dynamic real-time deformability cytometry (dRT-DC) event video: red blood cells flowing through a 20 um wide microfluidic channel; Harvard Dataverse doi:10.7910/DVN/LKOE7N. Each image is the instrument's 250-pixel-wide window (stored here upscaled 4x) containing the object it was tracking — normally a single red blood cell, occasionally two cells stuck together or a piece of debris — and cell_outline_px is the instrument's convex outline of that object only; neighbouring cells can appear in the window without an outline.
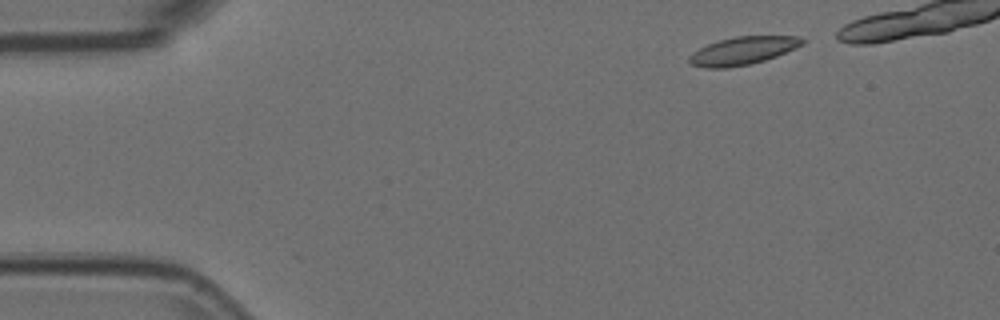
{"species": "Egyptian fruit bat (a non-hibernating species)", "species_latin": "Rousettus aegyptiacus", "temperature_condition": "room temperature", "stored_images_in_passage": 6, "camera_frame_rate_fps": 3000, "um_per_image_px": 0.085, "animal": {"sex": "female"}, "frame": {"image": 1, "passage_image": 1, "time_ms": 0.0, "image_size_px": [1000, 320], "cell_outline_px": [[804, 44], [796, 48], [776, 56], [764, 60], [748, 64], [728, 68], [704, 68], [692, 64], [688, 60], [688, 56], [692, 52], [708, 44], [720, 40], [736, 36], [800, 36], [804, 40]], "centroid_in_image_um": [63.13, 4.31], "position_along_channel_um": 21.9, "area_um2": 18.32}}
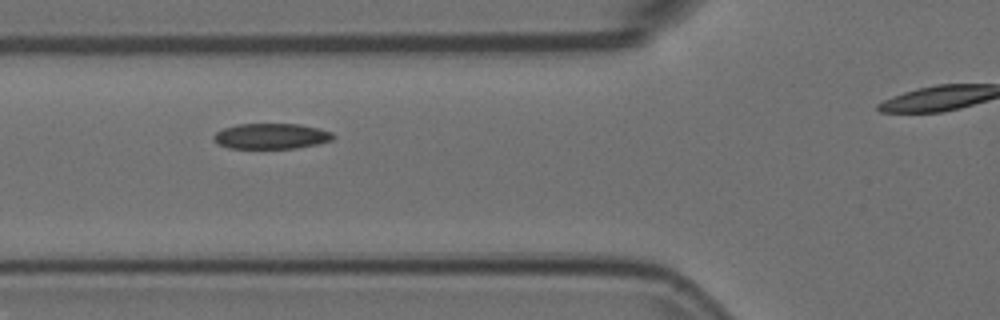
{"frame": {"image": 2, "passage_image": 5, "time_ms": 1.333, "image_size_px": [1000, 320], "cell_outline_px": [[336, 136], [332, 140], [316, 144], [296, 148], [228, 148], [212, 140], [212, 136], [216, 132], [224, 128], [236, 124], [300, 124], [320, 128], [332, 132]], "centroid_in_image_um": [23.06, 11.57], "position_along_channel_um": 102.7, "area_um2": 17.86}}
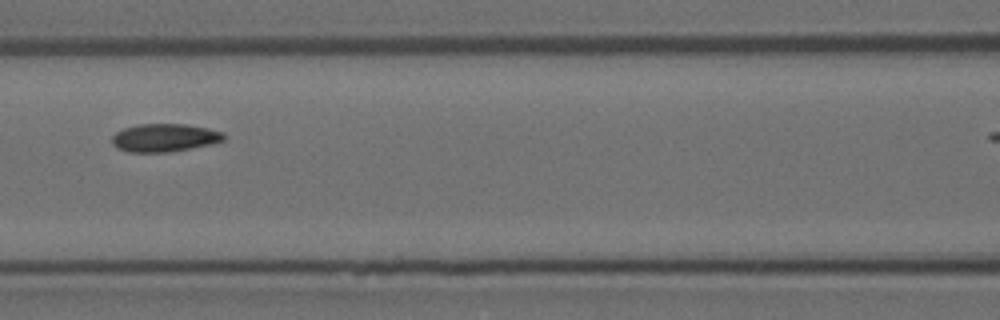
{"frame": {"image": 3, "passage_image": 6, "time_ms": 1.667, "image_size_px": [1000, 320], "cell_outline_px": [[224, 140], [212, 144], [168, 152], [128, 152], [116, 148], [112, 144], [112, 136], [116, 132], [124, 128], [140, 124], [184, 124], [208, 128], [224, 132]], "centroid_in_image_um": [13.97, 11.71], "position_along_channel_um": 152.6, "area_um2": 18.26}}